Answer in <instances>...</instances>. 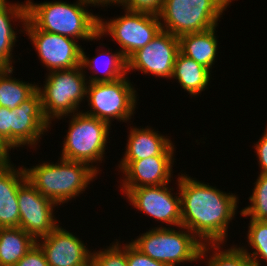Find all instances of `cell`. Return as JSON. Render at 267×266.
<instances>
[{"label": "cell", "mask_w": 267, "mask_h": 266, "mask_svg": "<svg viewBox=\"0 0 267 266\" xmlns=\"http://www.w3.org/2000/svg\"><path fill=\"white\" fill-rule=\"evenodd\" d=\"M252 195L249 197L251 205L242 208L241 216L250 219L265 220L267 218V173H260L254 183Z\"/></svg>", "instance_id": "4316f807"}, {"label": "cell", "mask_w": 267, "mask_h": 266, "mask_svg": "<svg viewBox=\"0 0 267 266\" xmlns=\"http://www.w3.org/2000/svg\"><path fill=\"white\" fill-rule=\"evenodd\" d=\"M232 1L164 0L158 15L161 28L179 37L217 27L219 18Z\"/></svg>", "instance_id": "8992f818"}, {"label": "cell", "mask_w": 267, "mask_h": 266, "mask_svg": "<svg viewBox=\"0 0 267 266\" xmlns=\"http://www.w3.org/2000/svg\"><path fill=\"white\" fill-rule=\"evenodd\" d=\"M102 250L92 252L90 266H127L126 243L122 246L116 239L111 246Z\"/></svg>", "instance_id": "83f0119b"}, {"label": "cell", "mask_w": 267, "mask_h": 266, "mask_svg": "<svg viewBox=\"0 0 267 266\" xmlns=\"http://www.w3.org/2000/svg\"><path fill=\"white\" fill-rule=\"evenodd\" d=\"M7 0H0V3H6Z\"/></svg>", "instance_id": "8d00e7d4"}, {"label": "cell", "mask_w": 267, "mask_h": 266, "mask_svg": "<svg viewBox=\"0 0 267 266\" xmlns=\"http://www.w3.org/2000/svg\"><path fill=\"white\" fill-rule=\"evenodd\" d=\"M137 95L126 76L113 82L88 83L86 98L91 110L83 113L110 125L111 119L128 122L135 113Z\"/></svg>", "instance_id": "ba28073f"}, {"label": "cell", "mask_w": 267, "mask_h": 266, "mask_svg": "<svg viewBox=\"0 0 267 266\" xmlns=\"http://www.w3.org/2000/svg\"><path fill=\"white\" fill-rule=\"evenodd\" d=\"M248 229L247 242L255 250L251 253L243 246L240 248L249 257L254 266H261V259L267 264V222L250 219Z\"/></svg>", "instance_id": "484cf974"}, {"label": "cell", "mask_w": 267, "mask_h": 266, "mask_svg": "<svg viewBox=\"0 0 267 266\" xmlns=\"http://www.w3.org/2000/svg\"><path fill=\"white\" fill-rule=\"evenodd\" d=\"M109 50L110 49L107 50L108 52L99 53L91 59L87 57L84 49H81L82 69L88 68L87 70H93V77L89 76V78H86L88 79V83L113 82L127 76V60L122 55L121 51L119 50L112 53ZM96 72L103 73V76H101L102 74L97 76Z\"/></svg>", "instance_id": "44dd1931"}, {"label": "cell", "mask_w": 267, "mask_h": 266, "mask_svg": "<svg viewBox=\"0 0 267 266\" xmlns=\"http://www.w3.org/2000/svg\"><path fill=\"white\" fill-rule=\"evenodd\" d=\"M13 68H0V106L15 109L29 99L36 91L37 84L17 80L11 75Z\"/></svg>", "instance_id": "cb8c5ba5"}, {"label": "cell", "mask_w": 267, "mask_h": 266, "mask_svg": "<svg viewBox=\"0 0 267 266\" xmlns=\"http://www.w3.org/2000/svg\"><path fill=\"white\" fill-rule=\"evenodd\" d=\"M209 247L213 249L211 250ZM220 248H223L221 247L220 243L203 244L201 248L200 259H205V257H207V262L205 263H207L206 265L208 266H254L252 261L240 248V246L238 247L237 245H233L225 250ZM210 251H214L211 253V256L207 255L208 252L210 254Z\"/></svg>", "instance_id": "d4e9b609"}, {"label": "cell", "mask_w": 267, "mask_h": 266, "mask_svg": "<svg viewBox=\"0 0 267 266\" xmlns=\"http://www.w3.org/2000/svg\"><path fill=\"white\" fill-rule=\"evenodd\" d=\"M175 156H152L141 160H121L118 167L124 174L121 189L159 186L171 182Z\"/></svg>", "instance_id": "2e32d148"}, {"label": "cell", "mask_w": 267, "mask_h": 266, "mask_svg": "<svg viewBox=\"0 0 267 266\" xmlns=\"http://www.w3.org/2000/svg\"><path fill=\"white\" fill-rule=\"evenodd\" d=\"M17 199L20 211L19 227L35 240L49 235L58 226L53 214L57 204L42 196L28 179L20 185Z\"/></svg>", "instance_id": "7c38bea8"}, {"label": "cell", "mask_w": 267, "mask_h": 266, "mask_svg": "<svg viewBox=\"0 0 267 266\" xmlns=\"http://www.w3.org/2000/svg\"><path fill=\"white\" fill-rule=\"evenodd\" d=\"M36 244L20 227L0 228V264L14 266Z\"/></svg>", "instance_id": "603a6c76"}, {"label": "cell", "mask_w": 267, "mask_h": 266, "mask_svg": "<svg viewBox=\"0 0 267 266\" xmlns=\"http://www.w3.org/2000/svg\"><path fill=\"white\" fill-rule=\"evenodd\" d=\"M50 126L44 116L40 94L36 91L29 99L11 110V148L23 145L35 148Z\"/></svg>", "instance_id": "5bb4252c"}, {"label": "cell", "mask_w": 267, "mask_h": 266, "mask_svg": "<svg viewBox=\"0 0 267 266\" xmlns=\"http://www.w3.org/2000/svg\"><path fill=\"white\" fill-rule=\"evenodd\" d=\"M7 161L0 159V168L6 163Z\"/></svg>", "instance_id": "d590c367"}, {"label": "cell", "mask_w": 267, "mask_h": 266, "mask_svg": "<svg viewBox=\"0 0 267 266\" xmlns=\"http://www.w3.org/2000/svg\"><path fill=\"white\" fill-rule=\"evenodd\" d=\"M12 148L0 137V159L10 161L9 151Z\"/></svg>", "instance_id": "e575fe53"}, {"label": "cell", "mask_w": 267, "mask_h": 266, "mask_svg": "<svg viewBox=\"0 0 267 266\" xmlns=\"http://www.w3.org/2000/svg\"><path fill=\"white\" fill-rule=\"evenodd\" d=\"M210 72L208 68L179 52L175 59L172 78L178 80L180 86L195 97L207 88Z\"/></svg>", "instance_id": "7402d4cb"}, {"label": "cell", "mask_w": 267, "mask_h": 266, "mask_svg": "<svg viewBox=\"0 0 267 266\" xmlns=\"http://www.w3.org/2000/svg\"><path fill=\"white\" fill-rule=\"evenodd\" d=\"M27 18L39 29L79 40H100L99 16L87 10L82 0L34 3L26 1ZM86 5V6H85ZM85 7V8H84Z\"/></svg>", "instance_id": "7a4b0ae2"}, {"label": "cell", "mask_w": 267, "mask_h": 266, "mask_svg": "<svg viewBox=\"0 0 267 266\" xmlns=\"http://www.w3.org/2000/svg\"><path fill=\"white\" fill-rule=\"evenodd\" d=\"M84 70V71H83ZM81 65L72 69L51 71L45 78L44 87L37 85L44 116L51 124L52 119H61L80 112V103L86 100L88 81Z\"/></svg>", "instance_id": "5b68a950"}, {"label": "cell", "mask_w": 267, "mask_h": 266, "mask_svg": "<svg viewBox=\"0 0 267 266\" xmlns=\"http://www.w3.org/2000/svg\"><path fill=\"white\" fill-rule=\"evenodd\" d=\"M125 15L104 21L99 17L98 33L111 35L127 60L134 52L146 46L160 32L161 23L158 15L145 12L124 10Z\"/></svg>", "instance_id": "9c48e42d"}, {"label": "cell", "mask_w": 267, "mask_h": 266, "mask_svg": "<svg viewBox=\"0 0 267 266\" xmlns=\"http://www.w3.org/2000/svg\"><path fill=\"white\" fill-rule=\"evenodd\" d=\"M164 0H122L121 6L124 10L132 12H145L159 15L161 13Z\"/></svg>", "instance_id": "f1b7e54d"}, {"label": "cell", "mask_w": 267, "mask_h": 266, "mask_svg": "<svg viewBox=\"0 0 267 266\" xmlns=\"http://www.w3.org/2000/svg\"><path fill=\"white\" fill-rule=\"evenodd\" d=\"M23 28L49 72L81 65L82 47L75 39L39 30L28 18Z\"/></svg>", "instance_id": "30bf717a"}, {"label": "cell", "mask_w": 267, "mask_h": 266, "mask_svg": "<svg viewBox=\"0 0 267 266\" xmlns=\"http://www.w3.org/2000/svg\"><path fill=\"white\" fill-rule=\"evenodd\" d=\"M24 169L28 181L38 192L57 205L83 193L98 174L86 163L63 158L58 163L43 162Z\"/></svg>", "instance_id": "3957f363"}, {"label": "cell", "mask_w": 267, "mask_h": 266, "mask_svg": "<svg viewBox=\"0 0 267 266\" xmlns=\"http://www.w3.org/2000/svg\"><path fill=\"white\" fill-rule=\"evenodd\" d=\"M187 175L181 173L176 184L181 197V226L203 244L223 245L238 208V196Z\"/></svg>", "instance_id": "6da1fadb"}, {"label": "cell", "mask_w": 267, "mask_h": 266, "mask_svg": "<svg viewBox=\"0 0 267 266\" xmlns=\"http://www.w3.org/2000/svg\"><path fill=\"white\" fill-rule=\"evenodd\" d=\"M178 230L165 226L151 228L131 243L153 260L168 266L201 261L203 243L184 226H179Z\"/></svg>", "instance_id": "277c9868"}, {"label": "cell", "mask_w": 267, "mask_h": 266, "mask_svg": "<svg viewBox=\"0 0 267 266\" xmlns=\"http://www.w3.org/2000/svg\"><path fill=\"white\" fill-rule=\"evenodd\" d=\"M215 31L216 27H213L202 32L179 36L180 53L211 70L218 50Z\"/></svg>", "instance_id": "ffe728a7"}, {"label": "cell", "mask_w": 267, "mask_h": 266, "mask_svg": "<svg viewBox=\"0 0 267 266\" xmlns=\"http://www.w3.org/2000/svg\"><path fill=\"white\" fill-rule=\"evenodd\" d=\"M179 52L178 37L161 29L153 40L127 59V73L137 70L146 75L172 79L175 59Z\"/></svg>", "instance_id": "8fae6325"}, {"label": "cell", "mask_w": 267, "mask_h": 266, "mask_svg": "<svg viewBox=\"0 0 267 266\" xmlns=\"http://www.w3.org/2000/svg\"><path fill=\"white\" fill-rule=\"evenodd\" d=\"M14 266H49L45 254L36 243Z\"/></svg>", "instance_id": "4dcf8cb0"}, {"label": "cell", "mask_w": 267, "mask_h": 266, "mask_svg": "<svg viewBox=\"0 0 267 266\" xmlns=\"http://www.w3.org/2000/svg\"><path fill=\"white\" fill-rule=\"evenodd\" d=\"M26 179L24 167L17 169L11 161L0 168V228L19 227L17 192Z\"/></svg>", "instance_id": "e0dca14e"}, {"label": "cell", "mask_w": 267, "mask_h": 266, "mask_svg": "<svg viewBox=\"0 0 267 266\" xmlns=\"http://www.w3.org/2000/svg\"><path fill=\"white\" fill-rule=\"evenodd\" d=\"M81 112L70 115L69 129L60 158L88 164L97 173L105 155L111 125Z\"/></svg>", "instance_id": "52a82bcc"}, {"label": "cell", "mask_w": 267, "mask_h": 266, "mask_svg": "<svg viewBox=\"0 0 267 266\" xmlns=\"http://www.w3.org/2000/svg\"><path fill=\"white\" fill-rule=\"evenodd\" d=\"M265 129L262 137L254 145L259 160L260 173H267V127Z\"/></svg>", "instance_id": "d6a6232c"}, {"label": "cell", "mask_w": 267, "mask_h": 266, "mask_svg": "<svg viewBox=\"0 0 267 266\" xmlns=\"http://www.w3.org/2000/svg\"><path fill=\"white\" fill-rule=\"evenodd\" d=\"M13 19L20 20L24 26L27 20V4L0 3V68H14L12 62L13 47L17 41V32L12 26ZM13 59V61H12Z\"/></svg>", "instance_id": "d6986e66"}, {"label": "cell", "mask_w": 267, "mask_h": 266, "mask_svg": "<svg viewBox=\"0 0 267 266\" xmlns=\"http://www.w3.org/2000/svg\"><path fill=\"white\" fill-rule=\"evenodd\" d=\"M126 259L127 266H168L145 255L131 242L126 243Z\"/></svg>", "instance_id": "f546056e"}, {"label": "cell", "mask_w": 267, "mask_h": 266, "mask_svg": "<svg viewBox=\"0 0 267 266\" xmlns=\"http://www.w3.org/2000/svg\"><path fill=\"white\" fill-rule=\"evenodd\" d=\"M85 4H87L88 6H91V5H93L94 7L95 6H101V7H103L105 4V6H112V5H110V4H113V5H115V4H117V5H121V2H122V0H82Z\"/></svg>", "instance_id": "836d02e7"}, {"label": "cell", "mask_w": 267, "mask_h": 266, "mask_svg": "<svg viewBox=\"0 0 267 266\" xmlns=\"http://www.w3.org/2000/svg\"><path fill=\"white\" fill-rule=\"evenodd\" d=\"M126 151L121 160H141L152 156H174L175 146L168 136L152 128H129Z\"/></svg>", "instance_id": "ac0fdd59"}, {"label": "cell", "mask_w": 267, "mask_h": 266, "mask_svg": "<svg viewBox=\"0 0 267 266\" xmlns=\"http://www.w3.org/2000/svg\"><path fill=\"white\" fill-rule=\"evenodd\" d=\"M40 241V242H39ZM49 266H90L92 252L77 236L62 226L36 240Z\"/></svg>", "instance_id": "9a60e30c"}, {"label": "cell", "mask_w": 267, "mask_h": 266, "mask_svg": "<svg viewBox=\"0 0 267 266\" xmlns=\"http://www.w3.org/2000/svg\"><path fill=\"white\" fill-rule=\"evenodd\" d=\"M0 137L11 147V109L0 106Z\"/></svg>", "instance_id": "1f68e13d"}, {"label": "cell", "mask_w": 267, "mask_h": 266, "mask_svg": "<svg viewBox=\"0 0 267 266\" xmlns=\"http://www.w3.org/2000/svg\"><path fill=\"white\" fill-rule=\"evenodd\" d=\"M168 184L159 186H142L133 189H121L130 205L162 223L181 226L180 193L173 195V187ZM178 195V196H177Z\"/></svg>", "instance_id": "4fadbf2b"}]
</instances>
